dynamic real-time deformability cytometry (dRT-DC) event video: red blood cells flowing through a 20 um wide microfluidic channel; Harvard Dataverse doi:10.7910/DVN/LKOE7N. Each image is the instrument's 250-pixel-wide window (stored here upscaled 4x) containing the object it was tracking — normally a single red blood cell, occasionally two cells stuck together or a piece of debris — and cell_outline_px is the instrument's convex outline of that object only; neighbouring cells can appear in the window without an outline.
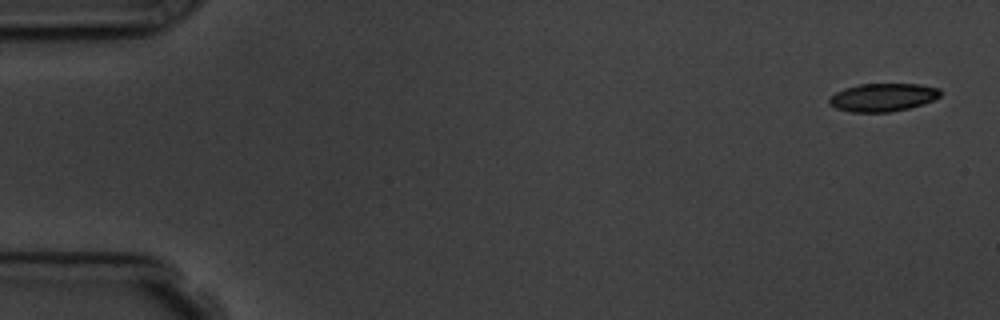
{"species": "common noctule bat (a hibernating species)", "species_latin": "Nyctalus noctula", "temperature_condition": "room temperature", "stored_images_in_passage": 4, "camera_frame_rate_fps": 3000, "um_per_image_px": 0.085, "animal": {"sex": "male", "body_mass_g": 19.5, "forearm_length_mm": 54.6}, "frame": {"image": 1, "passage_image": 1, "time_ms": 0.0, "image_size_px": [1000, 320], "cell_outline_px": [[940, 96], [924, 104], [892, 112], [848, 112], [836, 108], [828, 104], [828, 100], [836, 92], [844, 88], [860, 84], [920, 84], [940, 88]], "centroid_in_image_um": [75.03, 8.28], "position_along_channel_um": 10.0, "area_um2": 18.26}}